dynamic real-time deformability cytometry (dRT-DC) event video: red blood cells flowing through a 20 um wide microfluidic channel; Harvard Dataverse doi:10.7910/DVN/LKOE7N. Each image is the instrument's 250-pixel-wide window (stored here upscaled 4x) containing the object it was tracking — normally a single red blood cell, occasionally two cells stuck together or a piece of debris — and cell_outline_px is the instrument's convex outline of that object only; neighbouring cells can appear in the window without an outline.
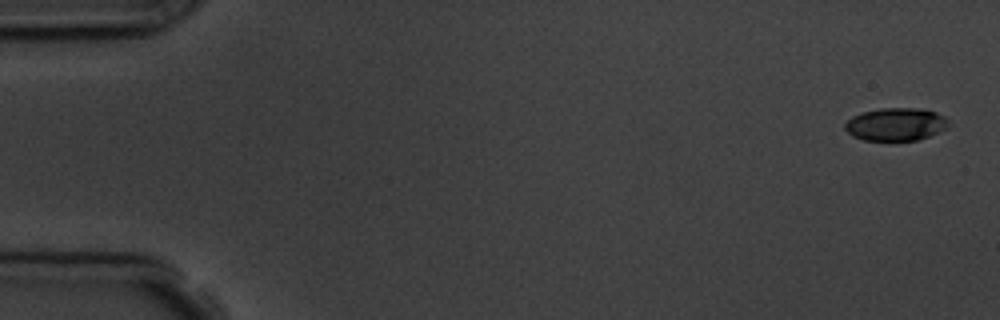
{"species": "common noctule bat (a hibernating species)", "species_latin": "Nyctalus noctula", "temperature_condition": "room temperature", "stored_images_in_passage": 6, "camera_frame_rate_fps": 3000, "um_per_image_px": 0.085, "animal": {"sex": "male", "body_mass_g": 19.5, "forearm_length_mm": 54.6}, "frame": {"image": 1, "passage_image": 1, "time_ms": 0.0, "image_size_px": [1000, 320], "cell_outline_px": [[948, 128], [928, 136], [916, 140], [864, 140], [852, 136], [844, 128], [844, 124], [852, 116], [864, 112], [880, 108], [916, 108], [936, 112], [944, 116], [948, 120]], "centroid_in_image_um": [76.14, 10.56], "position_along_channel_um": 8.9, "area_um2": 19.71}}
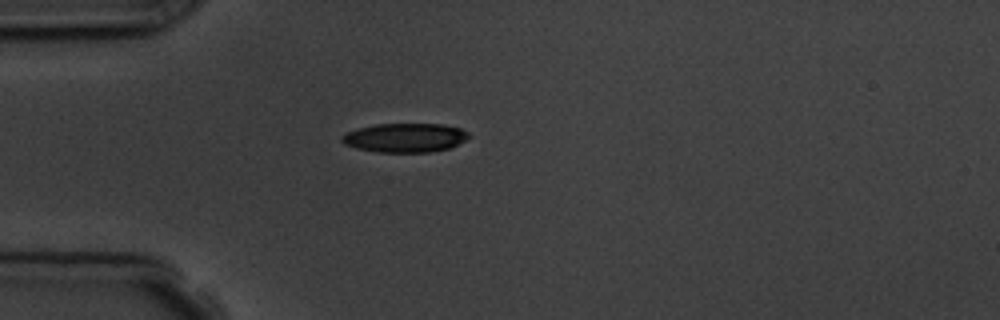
{"frame": {"image": 2, "passage_image": 5, "time_ms": 4.667, "image_size_px": [1000, 320], "cell_outline_px": [[472, 136], [448, 148], [428, 152], [380, 152], [356, 148], [344, 144], [340, 140], [340, 136], [348, 132], [360, 128], [376, 124], [440, 124], [460, 128], [468, 132]], "centroid_in_image_um": [34.41, 11.7], "position_along_channel_um": 50.6, "area_um2": 21.27}}